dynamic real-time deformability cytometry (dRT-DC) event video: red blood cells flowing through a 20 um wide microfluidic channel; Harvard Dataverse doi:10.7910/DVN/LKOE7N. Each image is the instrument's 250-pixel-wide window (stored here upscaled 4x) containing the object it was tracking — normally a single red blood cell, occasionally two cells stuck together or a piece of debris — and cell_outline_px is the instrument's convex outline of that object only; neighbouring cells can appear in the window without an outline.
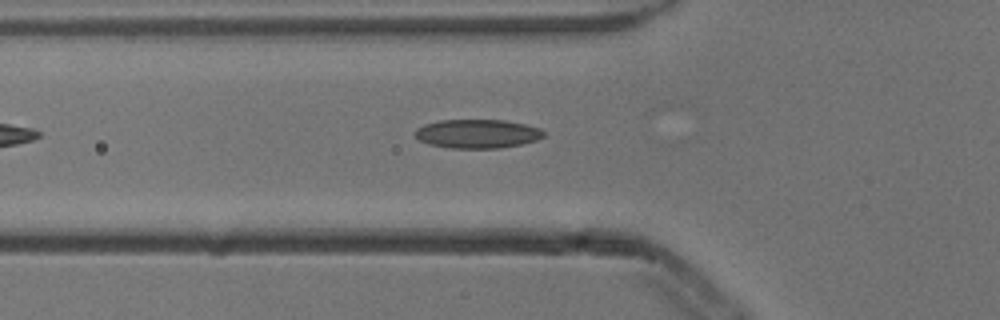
{"species": "common noctule bat (a hibernating species)", "species_latin": "Nyctalus noctula", "temperature_condition": "cold", "stored_images_in_passage": 3, "camera_frame_rate_fps": 3000, "um_per_image_px": 0.085, "animal": {"sex": "male", "body_mass_g": 13.3}, "frame": {"image": 1, "passage_image": 3, "time_ms": 0.667, "image_size_px": [1000, 320], "cell_outline_px": [[544, 136], [536, 140], [520, 144], [500, 148], [452, 148], [428, 144], [420, 140], [416, 136], [416, 128], [424, 124], [440, 120], [504, 120], [524, 124], [540, 128], [544, 132]], "centroid_in_image_um": [40.57, 11.36], "position_along_channel_um": 85.2, "area_um2": 21.5}}